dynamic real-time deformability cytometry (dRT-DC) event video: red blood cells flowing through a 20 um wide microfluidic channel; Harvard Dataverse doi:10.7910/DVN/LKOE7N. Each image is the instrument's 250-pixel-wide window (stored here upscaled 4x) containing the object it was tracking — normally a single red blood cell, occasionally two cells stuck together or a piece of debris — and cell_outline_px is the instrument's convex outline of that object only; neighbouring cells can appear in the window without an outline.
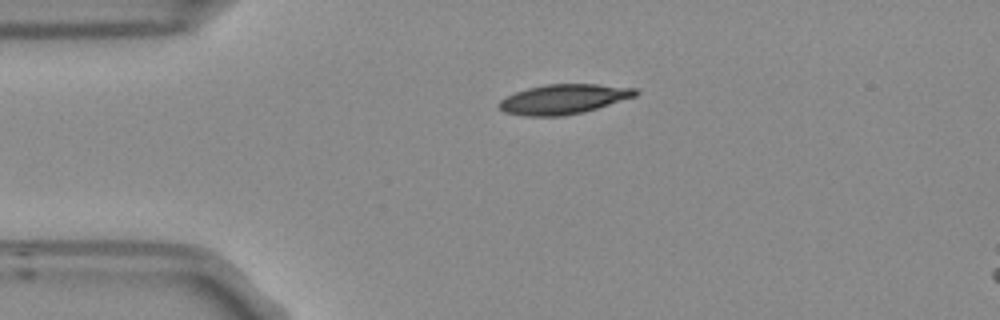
{"species": "Egyptian fruit bat (a non-hibernating species)", "species_latin": "Rousettus aegyptiacus", "temperature_condition": "room temperature", "stored_images_in_passage": 1, "camera_frame_rate_fps": 3000, "um_per_image_px": 0.085, "frame": {"image": 1, "passage_image": 1, "time_ms": 0.0, "image_size_px": [1000, 320], "cell_outline_px": [[640, 92], [636, 96], [584, 112], [564, 116], [524, 116], [504, 112], [496, 104], [500, 100], [516, 92], [528, 88], [544, 84], [596, 84], [636, 88]], "centroid_in_image_um": [47.9, 8.43], "position_along_channel_um": 37.1, "area_um2": 23.7}}